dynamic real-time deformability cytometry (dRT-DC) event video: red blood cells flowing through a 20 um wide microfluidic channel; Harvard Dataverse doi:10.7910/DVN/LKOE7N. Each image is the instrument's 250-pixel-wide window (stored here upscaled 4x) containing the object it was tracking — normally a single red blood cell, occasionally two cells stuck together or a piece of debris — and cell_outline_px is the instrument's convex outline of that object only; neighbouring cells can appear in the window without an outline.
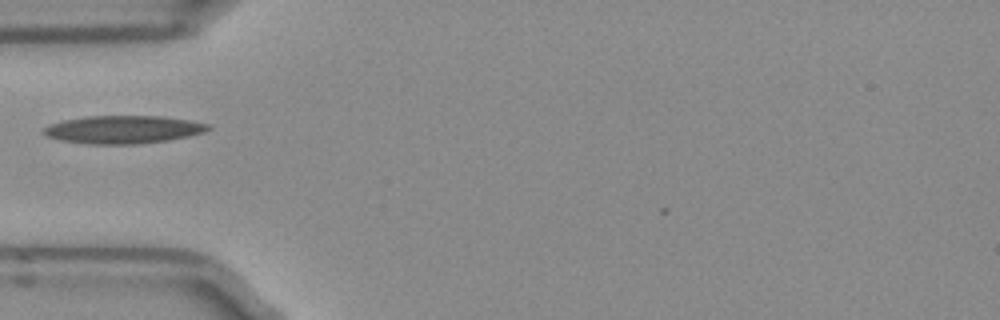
{"species": "Egyptian fruit bat (a non-hibernating species)", "species_latin": "Rousettus aegyptiacus", "temperature_condition": "room temperature", "stored_images_in_passage": 32, "camera_frame_rate_fps": 3000, "um_per_image_px": 0.085, "frame": {"image": 1, "passage_image": 1, "time_ms": 0.0, "image_size_px": [1000, 320], "cell_outline_px": [[212, 128], [204, 132], [188, 136], [168, 140], [136, 144], [88, 144], [60, 140], [44, 136], [40, 132], [48, 124], [64, 120], [88, 116], [160, 116], [188, 120], [212, 124]], "centroid_in_image_um": [10.44, 11.01], "position_along_channel_um": 74.6, "area_um2": 26.93}}
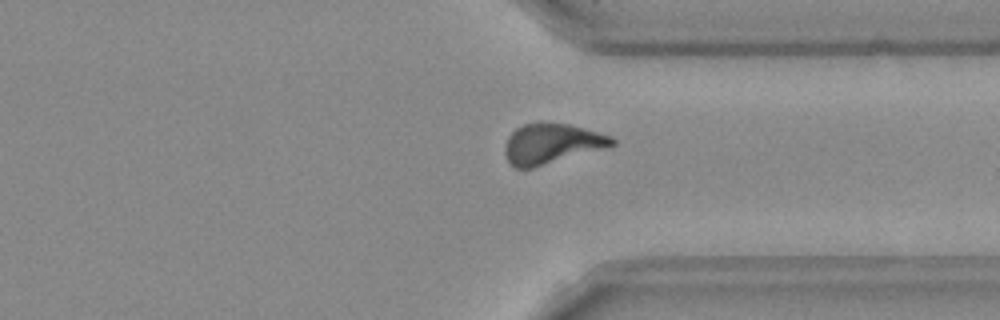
{"frame": {"image": 2, "passage_image": 23, "time_ms": 7.333, "image_size_px": [1000, 320], "cell_outline_px": [[616, 144], [532, 168], [516, 168], [508, 164], [504, 152], [504, 148], [508, 136], [516, 128], [524, 124], [540, 120], [568, 124], [584, 128], [612, 136], [616, 140]], "centroid_in_image_um": [46.83, 12.18], "position_along_channel_um": 364.6, "area_um2": 25.2}}
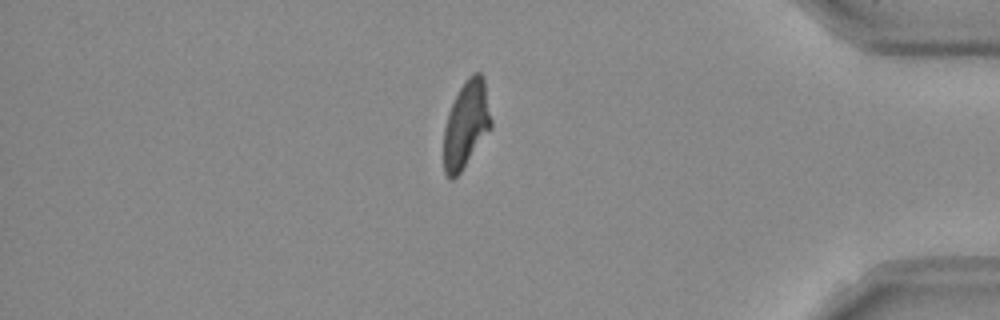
{"frame": {"image": 3, "passage_image": 28, "time_ms": 9.0, "image_size_px": [1000, 320], "cell_outline_px": [[492, 128], [460, 172], [452, 180], [444, 172], [444, 128], [448, 112], [464, 80], [472, 72], [480, 72], [484, 76], [492, 120]], "centroid_in_image_um": [39.64, 10.53], "position_along_channel_um": 395.6, "area_um2": 24.1}}